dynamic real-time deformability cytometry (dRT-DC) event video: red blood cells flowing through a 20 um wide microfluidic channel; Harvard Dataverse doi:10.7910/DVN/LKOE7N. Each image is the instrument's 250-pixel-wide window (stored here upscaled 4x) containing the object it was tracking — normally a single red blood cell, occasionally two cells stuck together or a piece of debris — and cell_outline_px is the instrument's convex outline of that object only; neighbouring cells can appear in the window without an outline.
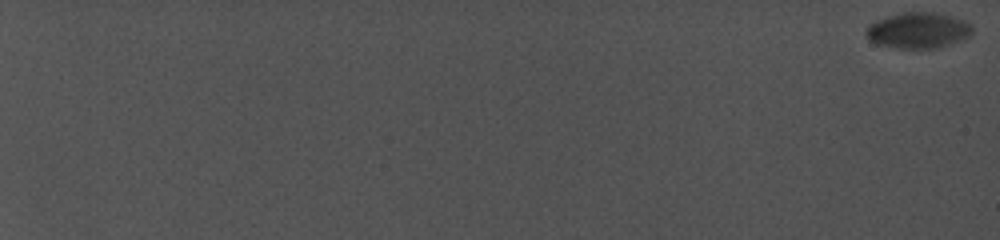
{"species": "common noctule bat (a hibernating species)", "species_latin": "Nyctalus noctula", "temperature_condition": "cold", "stored_images_in_passage": 10, "camera_frame_rate_fps": 5000, "um_per_image_px": 0.085, "animal": {"sex": "female", "body_mass_g": 19.0, "forearm_length_mm": 56.7}, "frame": {"image": 1, "passage_image": 1, "time_ms": 0.0, "image_size_px": [1000, 240], "cell_outline_px": [[972, 32], [968, 36], [960, 40], [936, 48], [900, 48], [876, 44], [868, 40], [864, 36], [864, 32], [868, 24], [876, 20], [888, 16], [904, 12], [932, 12], [952, 16], [964, 20], [972, 24]], "centroid_in_image_um": [77.99, 2.57], "position_along_channel_um": 7.0, "area_um2": 22.25}}
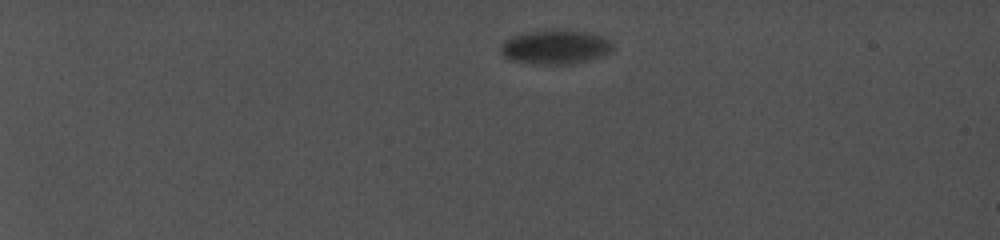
{"frame": {"image": 2, "passage_image": 6, "time_ms": 6.0, "image_size_px": [1000, 240], "cell_outline_px": [[612, 52], [588, 60], [572, 64], [536, 64], [512, 60], [504, 56], [500, 52], [500, 44], [504, 40], [512, 36], [528, 32], [548, 28], [552, 28], [580, 32], [600, 36], [608, 40], [612, 44]], "centroid_in_image_um": [47.15, 3.99], "position_along_channel_um": 37.9, "area_um2": 22.31}}
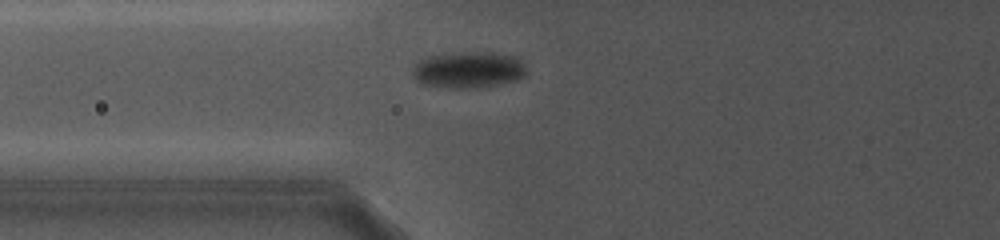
{"frame": {"image": 3, "passage_image": 10, "time_ms": 10.6, "image_size_px": [1000, 240], "cell_outline_px": [[528, 72], [524, 76], [516, 80], [500, 84], [476, 88], [448, 88], [420, 84], [412, 76], [412, 68], [416, 60], [428, 56], [448, 52], [480, 52], [512, 56], [520, 60], [524, 64]], "centroid_in_image_um": [39.74, 5.94], "position_along_channel_um": 86.1, "area_um2": 24.57}}